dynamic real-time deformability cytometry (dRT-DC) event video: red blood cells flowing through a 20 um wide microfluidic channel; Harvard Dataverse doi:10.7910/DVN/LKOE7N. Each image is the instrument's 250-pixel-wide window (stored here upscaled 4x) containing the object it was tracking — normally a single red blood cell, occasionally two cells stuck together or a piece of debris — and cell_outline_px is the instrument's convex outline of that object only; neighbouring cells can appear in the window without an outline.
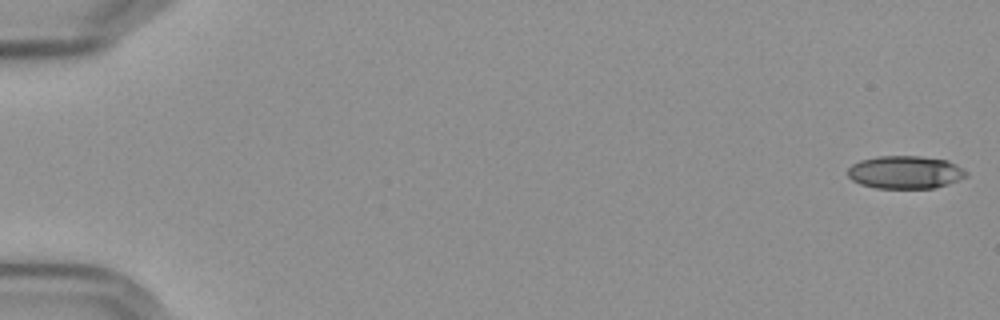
{"species": "Egyptian fruit bat (a non-hibernating species)", "species_latin": "Rousettus aegyptiacus", "temperature_condition": "cold", "stored_images_in_passage": 57, "camera_frame_rate_fps": 3000, "um_per_image_px": 0.085, "frame": {"image": 1, "passage_image": 1, "time_ms": 0.0, "image_size_px": [1000, 320], "cell_outline_px": [[968, 176], [948, 184], [932, 188], [876, 188], [860, 184], [852, 180], [848, 176], [848, 168], [852, 164], [860, 160], [876, 156], [920, 156], [948, 160], [956, 164], [968, 172]], "centroid_in_image_um": [76.95, 14.63], "position_along_channel_um": 8.1, "area_um2": 22.83}}
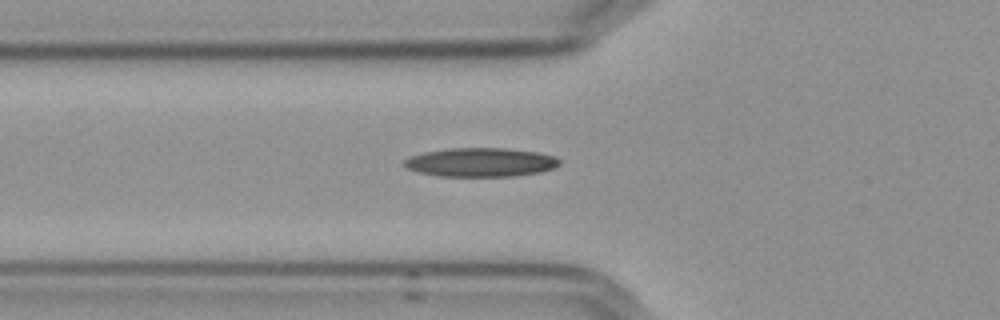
{"frame": {"image": 2, "passage_image": 21, "time_ms": 6.667, "image_size_px": [1000, 320], "cell_outline_px": [[560, 164], [556, 168], [540, 172], [516, 176], [436, 176], [416, 172], [408, 168], [404, 164], [404, 160], [408, 156], [424, 152], [448, 148], [504, 148], [536, 152], [556, 156], [560, 160]], "centroid_in_image_um": [40.86, 13.8], "position_along_channel_um": 84.9, "area_um2": 26.36}}
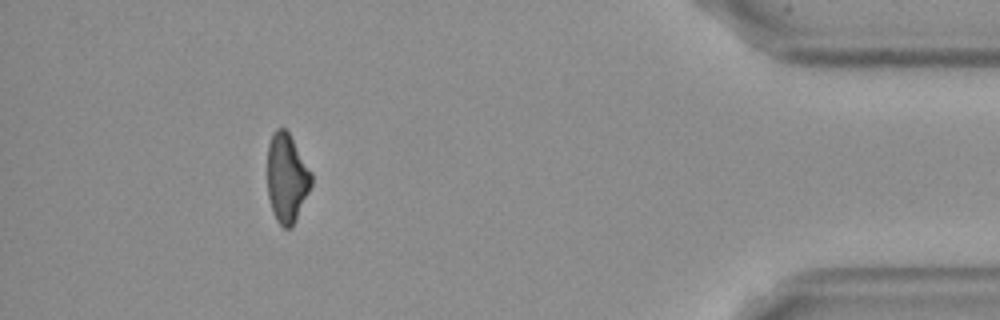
{"frame": {"image": 3, "passage_image": 52, "time_ms": 17.0, "image_size_px": [1000, 320], "cell_outline_px": [[312, 184], [292, 228], [284, 228], [276, 220], [268, 196], [268, 144], [272, 132], [276, 128], [284, 128], [288, 132], [312, 172]], "centroid_in_image_um": [24.38, 15.12], "position_along_channel_um": 410.8, "area_um2": 22.66}, "authors_computed_cell_mechanics": {"area_um2": 24.3338, "velocity_mm_per_s": 3.6192, "shape_relaxation_time_tau1_ms": 7.123, "shape_relaxation_time_tau2_ms": null, "deformation_change_tau1": 0.1783, "deformation_change_tau2": null}}